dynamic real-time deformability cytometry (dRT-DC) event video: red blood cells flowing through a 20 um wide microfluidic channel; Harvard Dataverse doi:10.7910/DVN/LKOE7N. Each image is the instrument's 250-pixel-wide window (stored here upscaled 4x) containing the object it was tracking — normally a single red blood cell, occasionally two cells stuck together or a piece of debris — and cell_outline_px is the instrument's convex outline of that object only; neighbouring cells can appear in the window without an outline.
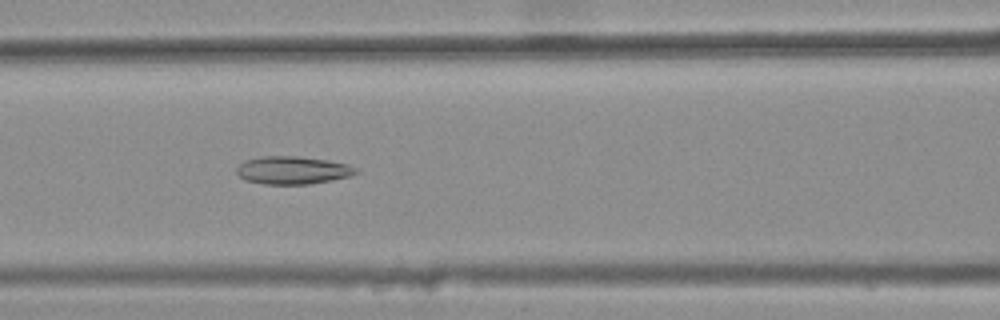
{"species": "common noctule bat (a hibernating species)", "species_latin": "Nyctalus noctula", "temperature_condition": "warm", "stored_images_in_passage": 45, "camera_frame_rate_fps": 3000, "um_per_image_px": 0.085, "animal": {"sex": "female", "body_mass_g": 25.1}, "frame": {"image": 1, "passage_image": 22, "time_ms": 7.0, "image_size_px": [1000, 320], "cell_outline_px": [[360, 172], [352, 176], [332, 180], [308, 184], [264, 184], [244, 180], [236, 172], [236, 168], [244, 160], [260, 156], [296, 156], [328, 160], [348, 164], [356, 168]], "centroid_in_image_um": [24.88, 14.47], "position_along_channel_um": 141.7, "area_um2": 19.54}}
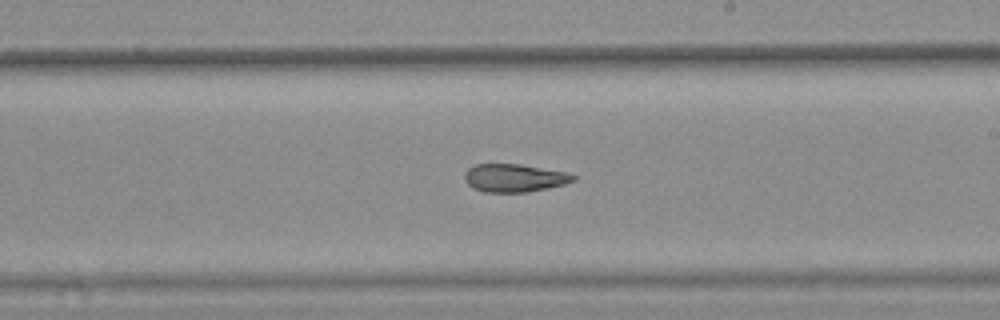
{"frame": {"image": 2, "passage_image": 30, "time_ms": 9.667, "image_size_px": [1000, 320], "cell_outline_px": [[576, 180], [564, 184], [528, 192], [484, 192], [472, 188], [464, 180], [464, 172], [468, 168], [476, 164], [520, 164], [568, 172], [576, 176]], "centroid_in_image_um": [43.7, 15.12], "position_along_channel_um": 245.3, "area_um2": 17.86}}
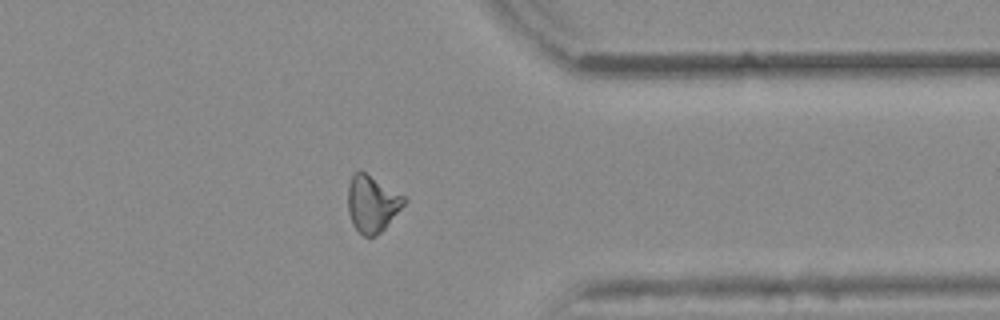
{"frame": {"image": 3, "passage_image": 41, "time_ms": 13.333, "image_size_px": [1000, 320], "cell_outline_px": [[408, 200], [384, 228], [376, 236], [364, 236], [352, 224], [348, 212], [348, 184], [352, 176], [356, 172], [364, 172], [408, 196]], "centroid_in_image_um": [31.66, 17.3], "position_along_channel_um": 379.7, "area_um2": 18.55}, "authors_computed_cell_mechanics": {"area_um2": 18.8428, "velocity_mm_per_s": 3.8966, "shape_relaxation_time_tau1_ms": null, "shape_relaxation_time_tau2_ms": 2.4505, "deformation_change_tau1": null, "deformation_change_tau2": 0.104}}